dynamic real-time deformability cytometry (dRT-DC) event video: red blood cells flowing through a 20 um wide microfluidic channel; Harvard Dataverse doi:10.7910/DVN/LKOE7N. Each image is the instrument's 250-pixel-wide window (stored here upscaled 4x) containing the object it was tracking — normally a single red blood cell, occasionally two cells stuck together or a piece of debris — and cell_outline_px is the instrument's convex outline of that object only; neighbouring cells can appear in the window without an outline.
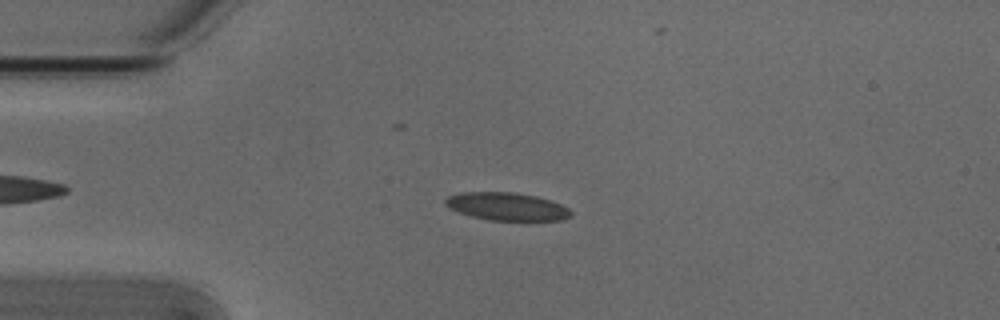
{"species": "Egyptian fruit bat (a non-hibernating species)", "species_latin": "Rousettus aegyptiacus", "temperature_condition": "cold", "stored_images_in_passage": 52, "camera_frame_rate_fps": 3000, "um_per_image_px": 0.085, "animal": {"sex": "male"}, "frame": {"image": 1, "passage_image": 12, "time_ms": 3.667, "image_size_px": [1000, 320], "cell_outline_px": [[572, 216], [564, 220], [488, 220], [472, 216], [448, 208], [444, 204], [444, 200], [448, 196], [460, 192], [516, 192], [536, 196], [560, 204], [568, 208], [572, 212]], "centroid_in_image_um": [43.07, 17.55], "position_along_channel_um": 41.9, "area_um2": 20.4}}
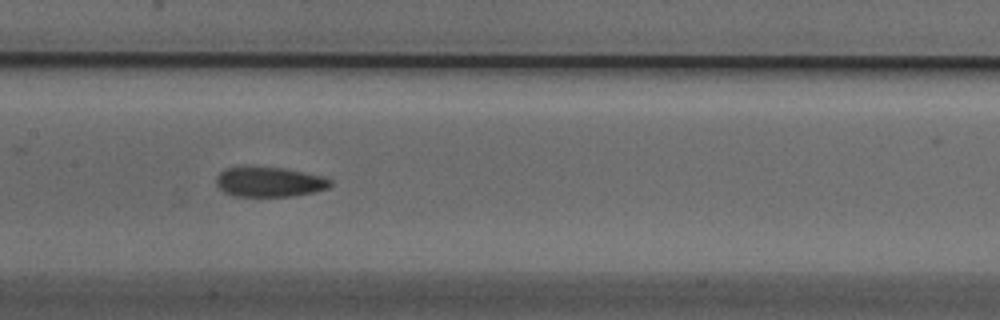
{"frame": {"image": 2, "passage_image": 25, "time_ms": 8.0, "image_size_px": [1000, 320], "cell_outline_px": [[332, 184], [328, 188], [312, 192], [292, 196], [232, 196], [224, 192], [216, 184], [216, 176], [224, 168], [244, 164], [284, 168], [324, 176], [332, 180]], "centroid_in_image_um": [22.84, 15.42], "position_along_channel_um": 184.6, "area_um2": 20.52}}
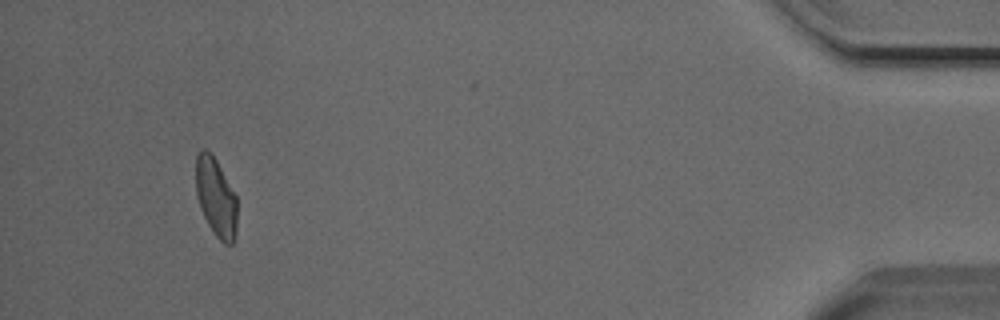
{"frame": {"image": 3, "passage_image": 49, "time_ms": 16.0, "image_size_px": [1000, 320], "cell_outline_px": [[236, 232], [232, 244], [224, 244], [216, 236], [208, 224], [200, 208], [196, 192], [196, 156], [204, 148], [216, 160], [236, 196]], "centroid_in_image_um": [18.35, 16.8], "position_along_channel_um": 416.9, "area_um2": 18.55}, "authors_computed_cell_mechanics": {"area_um2": 20.3167, "velocity_mm_per_s": 3.8347, "shape_relaxation_time_tau1_ms": 4.8115, "shape_relaxation_time_tau2_ms": 1.5056, "deformation_change_tau1": 0.1238, "deformation_change_tau2": 0.0747}}